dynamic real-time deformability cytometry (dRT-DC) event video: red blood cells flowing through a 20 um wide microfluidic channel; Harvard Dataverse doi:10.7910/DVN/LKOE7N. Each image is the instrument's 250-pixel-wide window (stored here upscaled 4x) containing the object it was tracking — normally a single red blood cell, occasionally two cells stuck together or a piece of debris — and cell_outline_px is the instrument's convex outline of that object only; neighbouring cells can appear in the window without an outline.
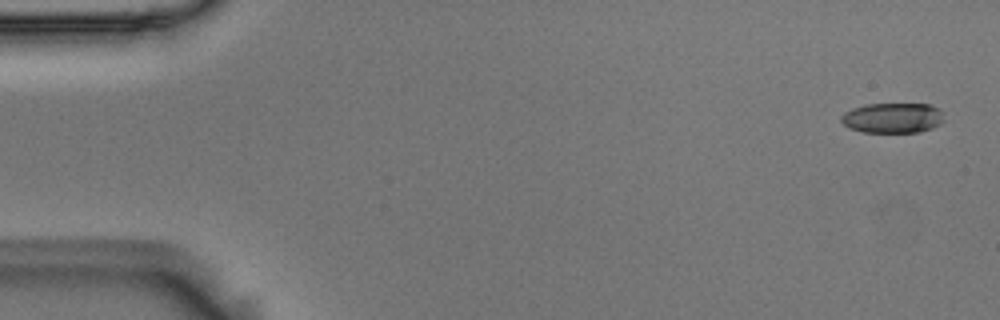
{"species": "Egyptian fruit bat (a non-hibernating species)", "species_latin": "Rousettus aegyptiacus", "temperature_condition": "room temperature", "stored_images_in_passage": 5, "camera_frame_rate_fps": 3000, "um_per_image_px": 0.085, "animal": {"sex": "male"}, "frame": {"image": 1, "passage_image": 1, "time_ms": 0.0, "image_size_px": [1000, 320], "cell_outline_px": [[944, 120], [940, 124], [932, 128], [920, 132], [864, 132], [848, 128], [840, 120], [840, 116], [844, 112], [852, 108], [864, 104], [928, 104], [940, 108]], "centroid_in_image_um": [75.86, 10.02], "position_along_channel_um": 9.1, "area_um2": 18.26}}
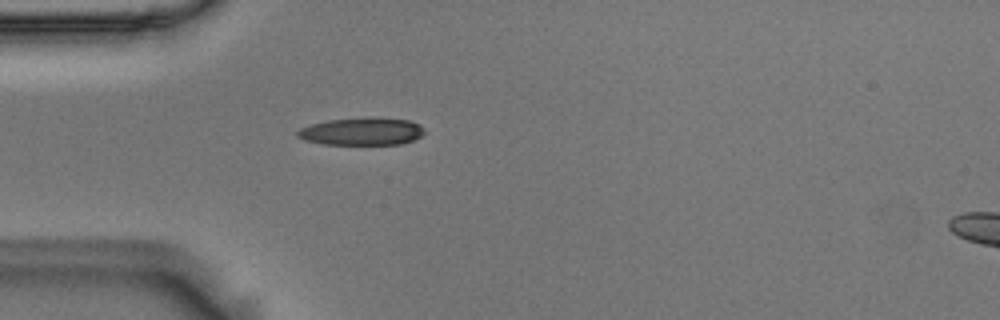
{"frame": {"image": 2, "passage_image": 5, "time_ms": 1.333, "image_size_px": [1000, 320], "cell_outline_px": [[424, 132], [420, 136], [412, 140], [400, 144], [324, 144], [304, 140], [296, 136], [296, 132], [300, 128], [312, 124], [328, 120], [368, 116], [372, 116], [408, 120], [420, 124], [424, 128]], "centroid_in_image_um": [30.75, 11.15], "position_along_channel_um": 54.3, "area_um2": 20.58}}